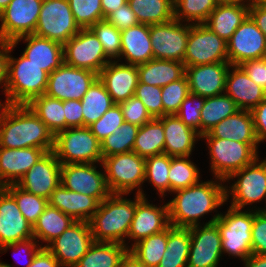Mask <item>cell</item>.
I'll return each instance as SVG.
<instances>
[{"instance_id":"1","label":"cell","mask_w":266,"mask_h":267,"mask_svg":"<svg viewBox=\"0 0 266 267\" xmlns=\"http://www.w3.org/2000/svg\"><path fill=\"white\" fill-rule=\"evenodd\" d=\"M0 147L41 148L53 151L54 135L27 105L0 108Z\"/></svg>"},{"instance_id":"2","label":"cell","mask_w":266,"mask_h":267,"mask_svg":"<svg viewBox=\"0 0 266 267\" xmlns=\"http://www.w3.org/2000/svg\"><path fill=\"white\" fill-rule=\"evenodd\" d=\"M222 182L225 181L219 178L216 181H200L174 191L177 195L168 202L170 225L178 228L198 226L199 218L209 212H216V208L226 202V185H222Z\"/></svg>"},{"instance_id":"3","label":"cell","mask_w":266,"mask_h":267,"mask_svg":"<svg viewBox=\"0 0 266 267\" xmlns=\"http://www.w3.org/2000/svg\"><path fill=\"white\" fill-rule=\"evenodd\" d=\"M124 194H111L100 202L98 210L89 220L94 242L119 243L126 245L125 238L135 213V199L123 197Z\"/></svg>"},{"instance_id":"4","label":"cell","mask_w":266,"mask_h":267,"mask_svg":"<svg viewBox=\"0 0 266 267\" xmlns=\"http://www.w3.org/2000/svg\"><path fill=\"white\" fill-rule=\"evenodd\" d=\"M14 48L9 42L6 99L3 104L27 105L33 98L45 93L49 74L23 55L12 57L10 52Z\"/></svg>"},{"instance_id":"5","label":"cell","mask_w":266,"mask_h":267,"mask_svg":"<svg viewBox=\"0 0 266 267\" xmlns=\"http://www.w3.org/2000/svg\"><path fill=\"white\" fill-rule=\"evenodd\" d=\"M100 165L104 168L106 183L112 194L127 195L139 188L136 194L146 198L142 190L145 182V158L132 151L105 157Z\"/></svg>"},{"instance_id":"6","label":"cell","mask_w":266,"mask_h":267,"mask_svg":"<svg viewBox=\"0 0 266 267\" xmlns=\"http://www.w3.org/2000/svg\"><path fill=\"white\" fill-rule=\"evenodd\" d=\"M53 152L61 164L102 163L101 142L89 127L67 128L54 135Z\"/></svg>"},{"instance_id":"7","label":"cell","mask_w":266,"mask_h":267,"mask_svg":"<svg viewBox=\"0 0 266 267\" xmlns=\"http://www.w3.org/2000/svg\"><path fill=\"white\" fill-rule=\"evenodd\" d=\"M214 223L220 232L223 254L239 257L242 261L252 255L253 210L242 211L229 206L227 213L220 212Z\"/></svg>"},{"instance_id":"8","label":"cell","mask_w":266,"mask_h":267,"mask_svg":"<svg viewBox=\"0 0 266 267\" xmlns=\"http://www.w3.org/2000/svg\"><path fill=\"white\" fill-rule=\"evenodd\" d=\"M207 140L210 154L211 171L217 178L226 180L232 173L253 163L258 157L250 144L229 139H220L213 136H201Z\"/></svg>"},{"instance_id":"9","label":"cell","mask_w":266,"mask_h":267,"mask_svg":"<svg viewBox=\"0 0 266 267\" xmlns=\"http://www.w3.org/2000/svg\"><path fill=\"white\" fill-rule=\"evenodd\" d=\"M233 178L238 180L230 187L226 185L225 189L226 201L229 199V195L232 198L231 207L243 209L245 206L263 199L266 201V159L260 162L258 157L250 165L232 173L225 182H229Z\"/></svg>"},{"instance_id":"10","label":"cell","mask_w":266,"mask_h":267,"mask_svg":"<svg viewBox=\"0 0 266 267\" xmlns=\"http://www.w3.org/2000/svg\"><path fill=\"white\" fill-rule=\"evenodd\" d=\"M80 30L68 0H43L34 35L64 44Z\"/></svg>"},{"instance_id":"11","label":"cell","mask_w":266,"mask_h":267,"mask_svg":"<svg viewBox=\"0 0 266 267\" xmlns=\"http://www.w3.org/2000/svg\"><path fill=\"white\" fill-rule=\"evenodd\" d=\"M228 62L227 42L205 24H191L183 63L185 67Z\"/></svg>"},{"instance_id":"12","label":"cell","mask_w":266,"mask_h":267,"mask_svg":"<svg viewBox=\"0 0 266 267\" xmlns=\"http://www.w3.org/2000/svg\"><path fill=\"white\" fill-rule=\"evenodd\" d=\"M64 63L99 74L111 60L90 28L81 30L63 44Z\"/></svg>"},{"instance_id":"13","label":"cell","mask_w":266,"mask_h":267,"mask_svg":"<svg viewBox=\"0 0 266 267\" xmlns=\"http://www.w3.org/2000/svg\"><path fill=\"white\" fill-rule=\"evenodd\" d=\"M98 74L91 70L80 69L63 63L48 75L45 95L62 101L81 100Z\"/></svg>"},{"instance_id":"14","label":"cell","mask_w":266,"mask_h":267,"mask_svg":"<svg viewBox=\"0 0 266 267\" xmlns=\"http://www.w3.org/2000/svg\"><path fill=\"white\" fill-rule=\"evenodd\" d=\"M43 0H11L0 13V41L34 34Z\"/></svg>"},{"instance_id":"15","label":"cell","mask_w":266,"mask_h":267,"mask_svg":"<svg viewBox=\"0 0 266 267\" xmlns=\"http://www.w3.org/2000/svg\"><path fill=\"white\" fill-rule=\"evenodd\" d=\"M190 24L172 19L162 24L149 25L154 59L183 62L189 37Z\"/></svg>"},{"instance_id":"16","label":"cell","mask_w":266,"mask_h":267,"mask_svg":"<svg viewBox=\"0 0 266 267\" xmlns=\"http://www.w3.org/2000/svg\"><path fill=\"white\" fill-rule=\"evenodd\" d=\"M220 214H216L203 226L190 227V251L187 267H217L222 257L221 236L214 223Z\"/></svg>"},{"instance_id":"17","label":"cell","mask_w":266,"mask_h":267,"mask_svg":"<svg viewBox=\"0 0 266 267\" xmlns=\"http://www.w3.org/2000/svg\"><path fill=\"white\" fill-rule=\"evenodd\" d=\"M89 222L75 221L59 237L44 245L61 267H75L93 244Z\"/></svg>"},{"instance_id":"18","label":"cell","mask_w":266,"mask_h":267,"mask_svg":"<svg viewBox=\"0 0 266 267\" xmlns=\"http://www.w3.org/2000/svg\"><path fill=\"white\" fill-rule=\"evenodd\" d=\"M96 168L95 163L61 164L60 183L70 191L95 197L102 202L112 193L107 186L105 172Z\"/></svg>"},{"instance_id":"19","label":"cell","mask_w":266,"mask_h":267,"mask_svg":"<svg viewBox=\"0 0 266 267\" xmlns=\"http://www.w3.org/2000/svg\"><path fill=\"white\" fill-rule=\"evenodd\" d=\"M266 37L248 15L227 42L228 62L239 66L244 61L264 58Z\"/></svg>"},{"instance_id":"20","label":"cell","mask_w":266,"mask_h":267,"mask_svg":"<svg viewBox=\"0 0 266 267\" xmlns=\"http://www.w3.org/2000/svg\"><path fill=\"white\" fill-rule=\"evenodd\" d=\"M61 163L53 151L46 152L16 184L26 192L50 198L60 184Z\"/></svg>"},{"instance_id":"21","label":"cell","mask_w":266,"mask_h":267,"mask_svg":"<svg viewBox=\"0 0 266 267\" xmlns=\"http://www.w3.org/2000/svg\"><path fill=\"white\" fill-rule=\"evenodd\" d=\"M161 206L150 204L147 198L139 194L135 195V213L127 235L128 239L134 241L131 246L170 225L168 203Z\"/></svg>"},{"instance_id":"22","label":"cell","mask_w":266,"mask_h":267,"mask_svg":"<svg viewBox=\"0 0 266 267\" xmlns=\"http://www.w3.org/2000/svg\"><path fill=\"white\" fill-rule=\"evenodd\" d=\"M229 67V62L185 67L189 92L205 98L224 94Z\"/></svg>"},{"instance_id":"23","label":"cell","mask_w":266,"mask_h":267,"mask_svg":"<svg viewBox=\"0 0 266 267\" xmlns=\"http://www.w3.org/2000/svg\"><path fill=\"white\" fill-rule=\"evenodd\" d=\"M33 238V226L25 219L15 198L0 187V247Z\"/></svg>"},{"instance_id":"24","label":"cell","mask_w":266,"mask_h":267,"mask_svg":"<svg viewBox=\"0 0 266 267\" xmlns=\"http://www.w3.org/2000/svg\"><path fill=\"white\" fill-rule=\"evenodd\" d=\"M118 62L111 60L98 74L115 104L132 97L139 82L137 65Z\"/></svg>"},{"instance_id":"25","label":"cell","mask_w":266,"mask_h":267,"mask_svg":"<svg viewBox=\"0 0 266 267\" xmlns=\"http://www.w3.org/2000/svg\"><path fill=\"white\" fill-rule=\"evenodd\" d=\"M41 148L0 147V187L17 184L23 175L46 153Z\"/></svg>"},{"instance_id":"26","label":"cell","mask_w":266,"mask_h":267,"mask_svg":"<svg viewBox=\"0 0 266 267\" xmlns=\"http://www.w3.org/2000/svg\"><path fill=\"white\" fill-rule=\"evenodd\" d=\"M21 40L27 43L22 55L48 74L64 63L63 44L34 34L18 37L11 44L16 47Z\"/></svg>"},{"instance_id":"27","label":"cell","mask_w":266,"mask_h":267,"mask_svg":"<svg viewBox=\"0 0 266 267\" xmlns=\"http://www.w3.org/2000/svg\"><path fill=\"white\" fill-rule=\"evenodd\" d=\"M225 94L235 101L239 109L250 111L266 98V91L253 82L240 66L233 65L227 72Z\"/></svg>"},{"instance_id":"28","label":"cell","mask_w":266,"mask_h":267,"mask_svg":"<svg viewBox=\"0 0 266 267\" xmlns=\"http://www.w3.org/2000/svg\"><path fill=\"white\" fill-rule=\"evenodd\" d=\"M48 204L58 208L75 221L89 222L98 210L100 202L95 197L70 191L60 183L51 193Z\"/></svg>"},{"instance_id":"29","label":"cell","mask_w":266,"mask_h":267,"mask_svg":"<svg viewBox=\"0 0 266 267\" xmlns=\"http://www.w3.org/2000/svg\"><path fill=\"white\" fill-rule=\"evenodd\" d=\"M202 136H213L250 144L256 151L259 141L256 136L253 116L250 110H239L228 116Z\"/></svg>"},{"instance_id":"30","label":"cell","mask_w":266,"mask_h":267,"mask_svg":"<svg viewBox=\"0 0 266 267\" xmlns=\"http://www.w3.org/2000/svg\"><path fill=\"white\" fill-rule=\"evenodd\" d=\"M165 144L164 153L171 157L190 156L201 135L186 126L176 114L162 117Z\"/></svg>"},{"instance_id":"31","label":"cell","mask_w":266,"mask_h":267,"mask_svg":"<svg viewBox=\"0 0 266 267\" xmlns=\"http://www.w3.org/2000/svg\"><path fill=\"white\" fill-rule=\"evenodd\" d=\"M140 65L154 59L148 24H138L121 31L120 59Z\"/></svg>"},{"instance_id":"32","label":"cell","mask_w":266,"mask_h":267,"mask_svg":"<svg viewBox=\"0 0 266 267\" xmlns=\"http://www.w3.org/2000/svg\"><path fill=\"white\" fill-rule=\"evenodd\" d=\"M249 15V4H217L204 23L225 42Z\"/></svg>"},{"instance_id":"33","label":"cell","mask_w":266,"mask_h":267,"mask_svg":"<svg viewBox=\"0 0 266 267\" xmlns=\"http://www.w3.org/2000/svg\"><path fill=\"white\" fill-rule=\"evenodd\" d=\"M138 83L163 87L185 75L183 62L165 59H152L137 65Z\"/></svg>"},{"instance_id":"34","label":"cell","mask_w":266,"mask_h":267,"mask_svg":"<svg viewBox=\"0 0 266 267\" xmlns=\"http://www.w3.org/2000/svg\"><path fill=\"white\" fill-rule=\"evenodd\" d=\"M190 228L167 227V247L158 267H187Z\"/></svg>"},{"instance_id":"35","label":"cell","mask_w":266,"mask_h":267,"mask_svg":"<svg viewBox=\"0 0 266 267\" xmlns=\"http://www.w3.org/2000/svg\"><path fill=\"white\" fill-rule=\"evenodd\" d=\"M75 220L49 204L33 225V237L47 245L68 229Z\"/></svg>"},{"instance_id":"36","label":"cell","mask_w":266,"mask_h":267,"mask_svg":"<svg viewBox=\"0 0 266 267\" xmlns=\"http://www.w3.org/2000/svg\"><path fill=\"white\" fill-rule=\"evenodd\" d=\"M165 136L162 117L153 118L142 125L135 138L133 151L142 158L164 153Z\"/></svg>"},{"instance_id":"37","label":"cell","mask_w":266,"mask_h":267,"mask_svg":"<svg viewBox=\"0 0 266 267\" xmlns=\"http://www.w3.org/2000/svg\"><path fill=\"white\" fill-rule=\"evenodd\" d=\"M127 252L124 244L93 242L75 267H118Z\"/></svg>"},{"instance_id":"38","label":"cell","mask_w":266,"mask_h":267,"mask_svg":"<svg viewBox=\"0 0 266 267\" xmlns=\"http://www.w3.org/2000/svg\"><path fill=\"white\" fill-rule=\"evenodd\" d=\"M81 103L83 111V127H89L96 122L115 104L99 78L82 97Z\"/></svg>"},{"instance_id":"39","label":"cell","mask_w":266,"mask_h":267,"mask_svg":"<svg viewBox=\"0 0 266 267\" xmlns=\"http://www.w3.org/2000/svg\"><path fill=\"white\" fill-rule=\"evenodd\" d=\"M141 24H162L174 19V0H128Z\"/></svg>"},{"instance_id":"40","label":"cell","mask_w":266,"mask_h":267,"mask_svg":"<svg viewBox=\"0 0 266 267\" xmlns=\"http://www.w3.org/2000/svg\"><path fill=\"white\" fill-rule=\"evenodd\" d=\"M27 106L45 123L53 135L66 129L62 100L42 94L33 98Z\"/></svg>"},{"instance_id":"41","label":"cell","mask_w":266,"mask_h":267,"mask_svg":"<svg viewBox=\"0 0 266 267\" xmlns=\"http://www.w3.org/2000/svg\"><path fill=\"white\" fill-rule=\"evenodd\" d=\"M239 110L235 101L225 93L218 96L206 97L200 111L201 136L208 133L220 121L228 116L234 115Z\"/></svg>"},{"instance_id":"42","label":"cell","mask_w":266,"mask_h":267,"mask_svg":"<svg viewBox=\"0 0 266 267\" xmlns=\"http://www.w3.org/2000/svg\"><path fill=\"white\" fill-rule=\"evenodd\" d=\"M167 247V228L139 241L128 252L144 267H158Z\"/></svg>"},{"instance_id":"43","label":"cell","mask_w":266,"mask_h":267,"mask_svg":"<svg viewBox=\"0 0 266 267\" xmlns=\"http://www.w3.org/2000/svg\"><path fill=\"white\" fill-rule=\"evenodd\" d=\"M189 156L171 157L168 173L169 192L190 187L199 182L200 171Z\"/></svg>"},{"instance_id":"44","label":"cell","mask_w":266,"mask_h":267,"mask_svg":"<svg viewBox=\"0 0 266 267\" xmlns=\"http://www.w3.org/2000/svg\"><path fill=\"white\" fill-rule=\"evenodd\" d=\"M216 6V0H174V19L204 24Z\"/></svg>"},{"instance_id":"45","label":"cell","mask_w":266,"mask_h":267,"mask_svg":"<svg viewBox=\"0 0 266 267\" xmlns=\"http://www.w3.org/2000/svg\"><path fill=\"white\" fill-rule=\"evenodd\" d=\"M139 126L124 122L101 142L102 158L133 151Z\"/></svg>"},{"instance_id":"46","label":"cell","mask_w":266,"mask_h":267,"mask_svg":"<svg viewBox=\"0 0 266 267\" xmlns=\"http://www.w3.org/2000/svg\"><path fill=\"white\" fill-rule=\"evenodd\" d=\"M4 188L15 198L22 215L33 226L44 212L45 207L48 205V200L26 192L16 184H11Z\"/></svg>"},{"instance_id":"47","label":"cell","mask_w":266,"mask_h":267,"mask_svg":"<svg viewBox=\"0 0 266 267\" xmlns=\"http://www.w3.org/2000/svg\"><path fill=\"white\" fill-rule=\"evenodd\" d=\"M170 165L171 156L165 153L145 159V181L148 180L162 197L169 191Z\"/></svg>"},{"instance_id":"48","label":"cell","mask_w":266,"mask_h":267,"mask_svg":"<svg viewBox=\"0 0 266 267\" xmlns=\"http://www.w3.org/2000/svg\"><path fill=\"white\" fill-rule=\"evenodd\" d=\"M75 22L80 28H90L104 20L101 0H68Z\"/></svg>"},{"instance_id":"49","label":"cell","mask_w":266,"mask_h":267,"mask_svg":"<svg viewBox=\"0 0 266 267\" xmlns=\"http://www.w3.org/2000/svg\"><path fill=\"white\" fill-rule=\"evenodd\" d=\"M90 29L101 42L105 54L112 60H120L121 31L105 19L92 25Z\"/></svg>"},{"instance_id":"50","label":"cell","mask_w":266,"mask_h":267,"mask_svg":"<svg viewBox=\"0 0 266 267\" xmlns=\"http://www.w3.org/2000/svg\"><path fill=\"white\" fill-rule=\"evenodd\" d=\"M161 91L164 116L176 114L179 111L181 103L190 93L186 75L163 86Z\"/></svg>"},{"instance_id":"51","label":"cell","mask_w":266,"mask_h":267,"mask_svg":"<svg viewBox=\"0 0 266 267\" xmlns=\"http://www.w3.org/2000/svg\"><path fill=\"white\" fill-rule=\"evenodd\" d=\"M124 123V117L119 104H114L103 116L89 126L93 135L102 142L114 133Z\"/></svg>"},{"instance_id":"52","label":"cell","mask_w":266,"mask_h":267,"mask_svg":"<svg viewBox=\"0 0 266 267\" xmlns=\"http://www.w3.org/2000/svg\"><path fill=\"white\" fill-rule=\"evenodd\" d=\"M205 97L189 93L181 103L176 115L179 119L191 129H194L201 135V116L200 111L204 105Z\"/></svg>"},{"instance_id":"53","label":"cell","mask_w":266,"mask_h":267,"mask_svg":"<svg viewBox=\"0 0 266 267\" xmlns=\"http://www.w3.org/2000/svg\"><path fill=\"white\" fill-rule=\"evenodd\" d=\"M161 94V87L138 83L134 96L142 101L153 118H160L164 116Z\"/></svg>"},{"instance_id":"54","label":"cell","mask_w":266,"mask_h":267,"mask_svg":"<svg viewBox=\"0 0 266 267\" xmlns=\"http://www.w3.org/2000/svg\"><path fill=\"white\" fill-rule=\"evenodd\" d=\"M119 106L123 113L124 122L141 127L153 119L142 101L134 95L119 103Z\"/></svg>"},{"instance_id":"55","label":"cell","mask_w":266,"mask_h":267,"mask_svg":"<svg viewBox=\"0 0 266 267\" xmlns=\"http://www.w3.org/2000/svg\"><path fill=\"white\" fill-rule=\"evenodd\" d=\"M252 254L266 255V212L253 210Z\"/></svg>"},{"instance_id":"56","label":"cell","mask_w":266,"mask_h":267,"mask_svg":"<svg viewBox=\"0 0 266 267\" xmlns=\"http://www.w3.org/2000/svg\"><path fill=\"white\" fill-rule=\"evenodd\" d=\"M105 20L111 23L119 31H123L129 27L136 26L139 23L137 16L131 10L128 2L120 6L117 10L110 13Z\"/></svg>"},{"instance_id":"57","label":"cell","mask_w":266,"mask_h":267,"mask_svg":"<svg viewBox=\"0 0 266 267\" xmlns=\"http://www.w3.org/2000/svg\"><path fill=\"white\" fill-rule=\"evenodd\" d=\"M239 66L253 82L266 91V58L247 60Z\"/></svg>"},{"instance_id":"58","label":"cell","mask_w":266,"mask_h":267,"mask_svg":"<svg viewBox=\"0 0 266 267\" xmlns=\"http://www.w3.org/2000/svg\"><path fill=\"white\" fill-rule=\"evenodd\" d=\"M64 115L66 119V129L83 127V114L81 100L63 101Z\"/></svg>"},{"instance_id":"59","label":"cell","mask_w":266,"mask_h":267,"mask_svg":"<svg viewBox=\"0 0 266 267\" xmlns=\"http://www.w3.org/2000/svg\"><path fill=\"white\" fill-rule=\"evenodd\" d=\"M37 243L38 241L33 237V238L26 239V240L18 241L16 243L3 245L0 247V251L1 252L4 251L5 253L8 251V249H13L14 251L24 250V253L26 252L28 254L27 258L29 257L28 262L27 263L24 262L25 263L24 265H26V267H29L36 253L43 247L41 244L39 243L37 244Z\"/></svg>"},{"instance_id":"60","label":"cell","mask_w":266,"mask_h":267,"mask_svg":"<svg viewBox=\"0 0 266 267\" xmlns=\"http://www.w3.org/2000/svg\"><path fill=\"white\" fill-rule=\"evenodd\" d=\"M257 139L266 140V98L251 110Z\"/></svg>"},{"instance_id":"61","label":"cell","mask_w":266,"mask_h":267,"mask_svg":"<svg viewBox=\"0 0 266 267\" xmlns=\"http://www.w3.org/2000/svg\"><path fill=\"white\" fill-rule=\"evenodd\" d=\"M29 267H61V265L46 247H42L34 256Z\"/></svg>"},{"instance_id":"62","label":"cell","mask_w":266,"mask_h":267,"mask_svg":"<svg viewBox=\"0 0 266 267\" xmlns=\"http://www.w3.org/2000/svg\"><path fill=\"white\" fill-rule=\"evenodd\" d=\"M249 16L266 37V6L254 2L249 4Z\"/></svg>"},{"instance_id":"63","label":"cell","mask_w":266,"mask_h":267,"mask_svg":"<svg viewBox=\"0 0 266 267\" xmlns=\"http://www.w3.org/2000/svg\"><path fill=\"white\" fill-rule=\"evenodd\" d=\"M8 61H9V42L0 41V85L4 87L2 88L4 94L6 92V84L8 78Z\"/></svg>"},{"instance_id":"64","label":"cell","mask_w":266,"mask_h":267,"mask_svg":"<svg viewBox=\"0 0 266 267\" xmlns=\"http://www.w3.org/2000/svg\"><path fill=\"white\" fill-rule=\"evenodd\" d=\"M127 2L128 0H101L103 18L105 19L110 13L117 10L120 6Z\"/></svg>"},{"instance_id":"65","label":"cell","mask_w":266,"mask_h":267,"mask_svg":"<svg viewBox=\"0 0 266 267\" xmlns=\"http://www.w3.org/2000/svg\"><path fill=\"white\" fill-rule=\"evenodd\" d=\"M244 267H266V255L252 254L244 261Z\"/></svg>"},{"instance_id":"66","label":"cell","mask_w":266,"mask_h":267,"mask_svg":"<svg viewBox=\"0 0 266 267\" xmlns=\"http://www.w3.org/2000/svg\"><path fill=\"white\" fill-rule=\"evenodd\" d=\"M118 267H144L131 253L127 252Z\"/></svg>"},{"instance_id":"67","label":"cell","mask_w":266,"mask_h":267,"mask_svg":"<svg viewBox=\"0 0 266 267\" xmlns=\"http://www.w3.org/2000/svg\"><path fill=\"white\" fill-rule=\"evenodd\" d=\"M216 1L217 4H250V2H252V0H216Z\"/></svg>"},{"instance_id":"68","label":"cell","mask_w":266,"mask_h":267,"mask_svg":"<svg viewBox=\"0 0 266 267\" xmlns=\"http://www.w3.org/2000/svg\"><path fill=\"white\" fill-rule=\"evenodd\" d=\"M11 0H0V13L8 6Z\"/></svg>"},{"instance_id":"69","label":"cell","mask_w":266,"mask_h":267,"mask_svg":"<svg viewBox=\"0 0 266 267\" xmlns=\"http://www.w3.org/2000/svg\"><path fill=\"white\" fill-rule=\"evenodd\" d=\"M252 2L266 6V0H252Z\"/></svg>"},{"instance_id":"70","label":"cell","mask_w":266,"mask_h":267,"mask_svg":"<svg viewBox=\"0 0 266 267\" xmlns=\"http://www.w3.org/2000/svg\"><path fill=\"white\" fill-rule=\"evenodd\" d=\"M0 267H13V266L4 262H0Z\"/></svg>"},{"instance_id":"71","label":"cell","mask_w":266,"mask_h":267,"mask_svg":"<svg viewBox=\"0 0 266 267\" xmlns=\"http://www.w3.org/2000/svg\"><path fill=\"white\" fill-rule=\"evenodd\" d=\"M265 208H266V207H265ZM265 208H261V207H260V208L257 209V211H264V212H266V209H265Z\"/></svg>"}]
</instances>
